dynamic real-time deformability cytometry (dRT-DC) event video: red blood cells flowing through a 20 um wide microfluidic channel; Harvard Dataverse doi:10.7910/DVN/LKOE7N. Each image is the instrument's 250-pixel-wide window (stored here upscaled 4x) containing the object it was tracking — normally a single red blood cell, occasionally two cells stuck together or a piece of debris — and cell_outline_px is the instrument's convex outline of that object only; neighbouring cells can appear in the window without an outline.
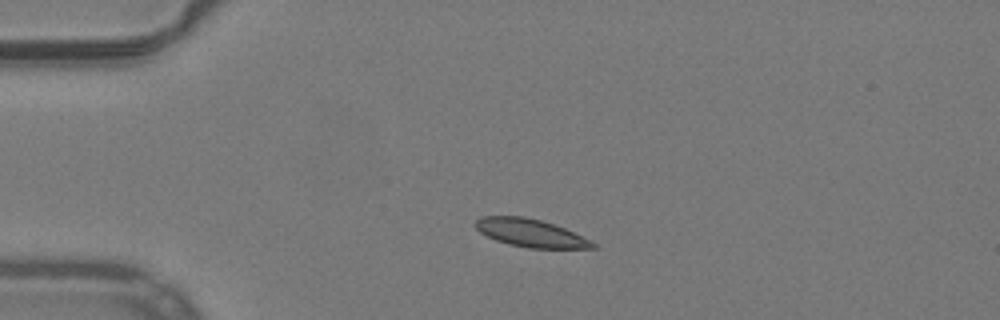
{"species": "common noctule bat (a hibernating species)", "species_latin": "Nyctalus noctula", "temperature_condition": "warm", "stored_images_in_passage": 41, "camera_frame_rate_fps": 3000, "um_per_image_px": 0.085, "animal": {"sex": "male", "body_mass_g": 19.2, "forearm_length_mm": 51.8}, "frame": {"image": 1, "passage_image": 1, "time_ms": 0.0, "image_size_px": [1000, 320], "cell_outline_px": [[596, 248], [528, 248], [508, 244], [496, 240], [480, 232], [472, 224], [480, 216], [524, 216], [540, 220], [564, 228], [592, 240], [596, 244]], "centroid_in_image_um": [45.08, 19.8], "position_along_channel_um": 39.9, "area_um2": 19.07}}
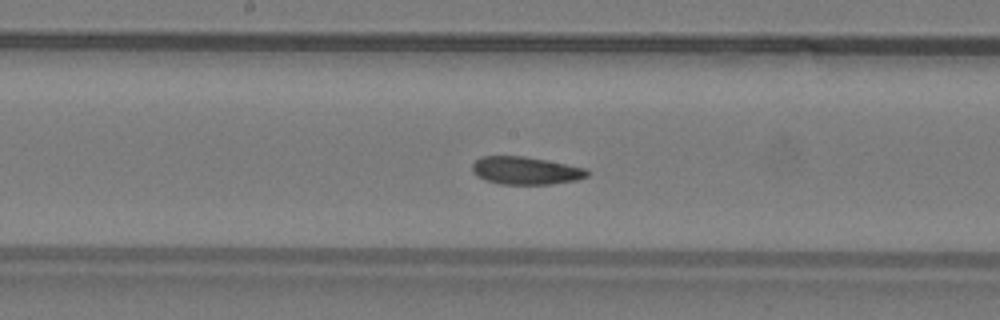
{"frame": {"image": 2, "passage_image": 16, "time_ms": 5.0, "image_size_px": [1000, 320], "cell_outline_px": [[588, 176], [576, 180], [552, 184], [500, 184], [476, 176], [472, 172], [472, 164], [480, 156], [524, 156], [588, 168]], "centroid_in_image_um": [44.68, 14.5], "position_along_channel_um": 203.5, "area_um2": 18.61}}
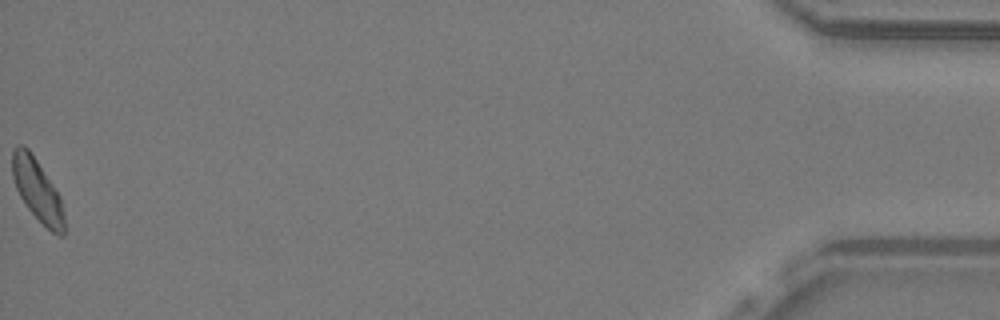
{"frame": {"image": 3, "passage_image": 41, "time_ms": 13.333, "image_size_px": [1000, 320], "cell_outline_px": [[64, 236], [60, 236], [52, 232], [28, 208], [20, 196], [16, 188], [12, 176], [12, 148], [16, 144], [24, 144], [28, 148], [60, 196], [64, 216]], "centroid_in_image_um": [3.15, 16.12], "position_along_channel_um": 432.1, "area_um2": 18.5}, "authors_computed_cell_mechanics": {"area_um2": 19.074, "velocity_mm_per_s": 3.9593, "shape_relaxation_time_tau1_ms": 10.6519, "shape_relaxation_time_tau2_ms": 3.4007, "deformation_change_tau1": 0.1765, "deformation_change_tau2": 0.0763}}